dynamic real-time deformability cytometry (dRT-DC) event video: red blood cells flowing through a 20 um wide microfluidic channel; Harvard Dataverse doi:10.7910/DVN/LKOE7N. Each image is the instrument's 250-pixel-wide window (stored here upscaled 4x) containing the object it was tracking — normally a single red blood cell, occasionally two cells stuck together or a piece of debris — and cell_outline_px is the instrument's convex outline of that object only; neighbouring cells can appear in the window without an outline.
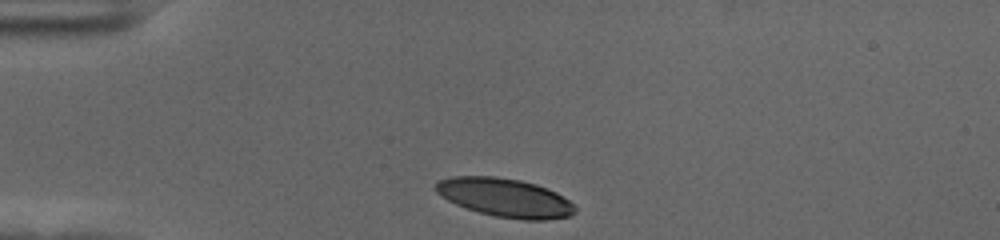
{"species": "human", "species_latin": "Homo sapiens", "temperature_condition": "cold", "stored_images_in_passage": 34, "camera_frame_rate_fps": 3000, "um_per_image_px": 0.085, "donor": {"sex": "female"}, "frame": {"image": 1, "passage_image": 1, "time_ms": 0.0, "image_size_px": [1000, 240], "cell_outline_px": [[576, 212], [568, 216], [544, 220], [524, 220], [496, 216], [480, 212], [456, 204], [448, 200], [436, 192], [436, 184], [440, 180], [452, 176], [496, 176], [520, 180], [536, 184], [556, 192], [568, 200], [576, 208]], "centroid_in_image_um": [42.93, 16.79], "position_along_channel_um": 42.1, "area_um2": 31.04}}
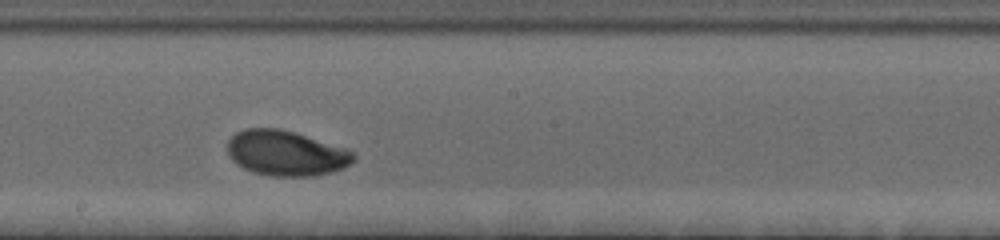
{"frame": {"image": 2, "passage_image": 19, "time_ms": 6.0, "image_size_px": [1000, 240], "cell_outline_px": [[356, 160], [352, 164], [344, 168], [332, 172], [312, 176], [272, 176], [252, 172], [236, 164], [228, 156], [228, 140], [236, 132], [244, 128], [280, 128], [296, 132], [348, 148], [356, 156]], "centroid_in_image_um": [24.34, 13.01], "position_along_channel_um": 223.9, "area_um2": 33.76}}
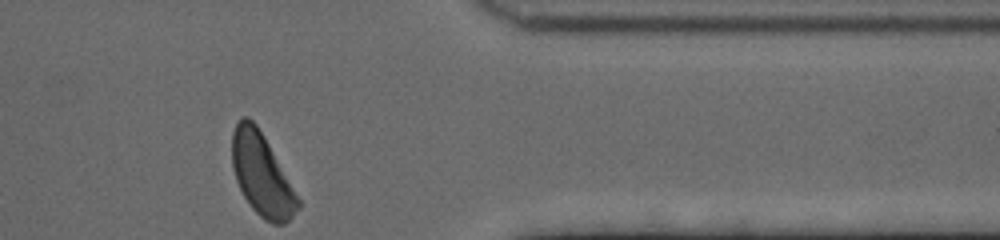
{"frame": {"image": 3, "passage_image": 34, "time_ms": 11.0, "image_size_px": [1000, 240], "cell_outline_px": [[300, 208], [284, 224], [272, 224], [264, 220], [252, 208], [244, 196], [236, 180], [232, 168], [232, 132], [236, 124], [244, 116], [248, 116], [256, 124], [268, 144], [300, 200]], "centroid_in_image_um": [22.24, 14.87], "position_along_channel_um": 389.2, "area_um2": 31.04}, "authors_computed_cell_mechanics": {"area_um2": 32.079, "velocity_mm_per_s": 3.5799, "shape_relaxation_time_tau1_ms": 6.1166, "shape_relaxation_time_tau2_ms": 8.0099, "deformation_change_tau1": 0.2369, "deformation_change_tau2": 0.1216}}